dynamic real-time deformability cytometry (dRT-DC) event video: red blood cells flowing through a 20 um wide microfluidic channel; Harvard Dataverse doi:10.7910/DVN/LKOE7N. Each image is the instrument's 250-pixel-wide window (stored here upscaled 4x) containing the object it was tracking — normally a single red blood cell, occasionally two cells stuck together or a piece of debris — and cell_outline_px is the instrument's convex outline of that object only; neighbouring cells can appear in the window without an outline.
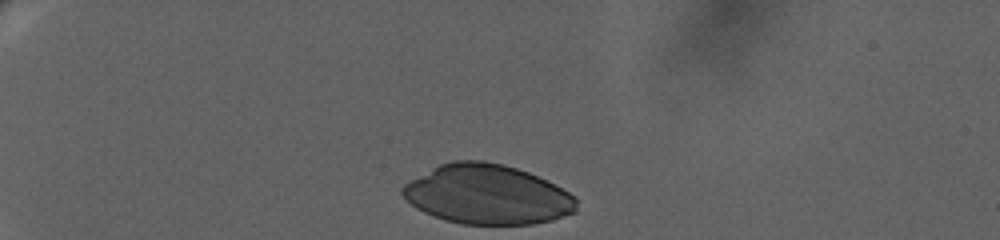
{"species": "human", "species_latin": "Homo sapiens", "temperature_condition": "warm", "stored_images_in_passage": 23, "camera_frame_rate_fps": 3000, "um_per_image_px": 0.085, "donor": {"sex": "female"}, "frame": {"image": 1, "passage_image": 1, "time_ms": 0.0, "image_size_px": [1000, 240], "cell_outline_px": [[576, 212], [552, 220], [532, 224], [460, 224], [444, 220], [424, 212], [416, 208], [400, 192], [400, 188], [404, 184], [440, 164], [452, 160], [484, 160], [504, 164], [528, 172], [576, 196]], "centroid_in_image_um": [41.4, 16.53], "position_along_channel_um": 43.6, "area_um2": 60.17}}